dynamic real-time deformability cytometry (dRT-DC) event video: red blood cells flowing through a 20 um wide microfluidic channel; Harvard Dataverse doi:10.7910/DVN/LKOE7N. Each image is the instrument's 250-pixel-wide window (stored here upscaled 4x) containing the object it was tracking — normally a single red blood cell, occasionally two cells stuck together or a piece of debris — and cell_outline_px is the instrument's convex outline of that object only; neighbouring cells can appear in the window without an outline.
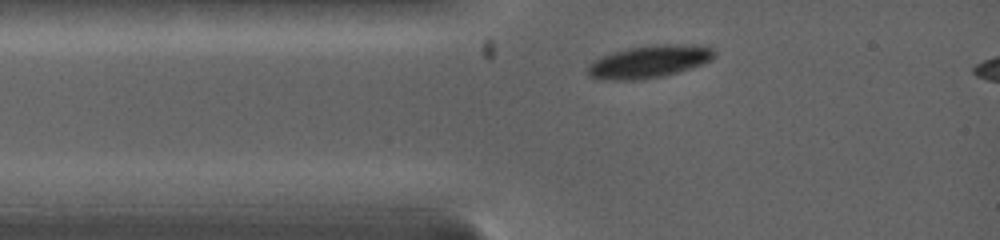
{"species": "common noctule bat (a hibernating species)", "species_latin": "Nyctalus noctula", "temperature_condition": "warm", "stored_images_in_passage": 22, "camera_frame_rate_fps": 5000, "um_per_image_px": 0.085, "animal": {"sex": "female", "body_mass_g": 19.0, "forearm_length_mm": 53.3}, "frame": {"image": 1, "passage_image": 1, "time_ms": 0.0, "image_size_px": [1000, 240], "cell_outline_px": [[716, 56], [712, 60], [704, 64], [692, 68], [664, 76], [644, 80], [596, 80], [588, 76], [588, 64], [592, 60], [600, 56], [612, 52], [628, 48], [656, 44], [680, 44], [716, 48]], "centroid_in_image_um": [55.16, 5.25], "position_along_channel_um": 29.8, "area_um2": 24.57}}
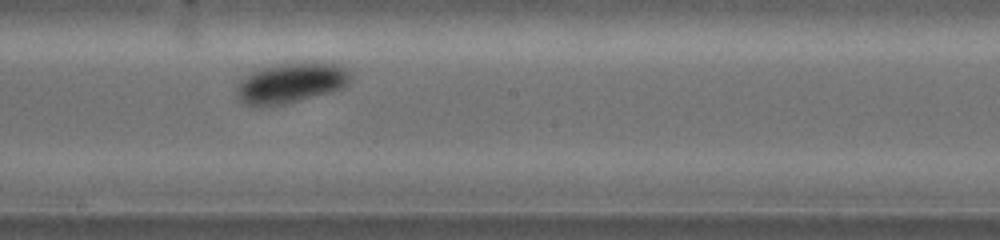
{"frame": {"image": 2, "passage_image": 12, "time_ms": 5.0, "image_size_px": [1000, 240], "cell_outline_px": [[352, 80], [344, 88], [284, 104], [244, 104], [236, 96], [236, 88], [240, 80], [244, 76], [252, 72], [264, 68], [284, 64], [332, 64], [348, 72], [352, 76]], "centroid_in_image_um": [24.7, 7.07], "position_along_channel_um": 223.5, "area_um2": 25.55}}
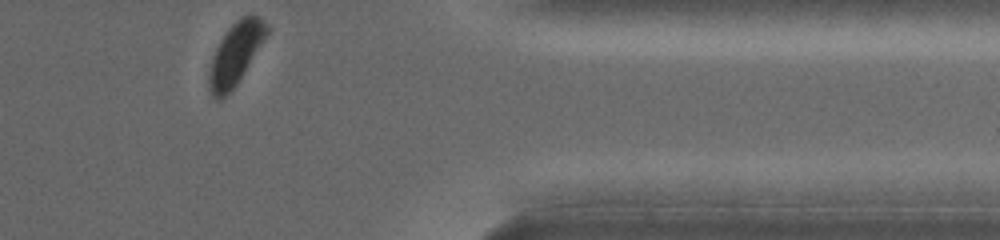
{"frame": {"image": 3, "passage_image": 22, "time_ms": 9.6, "image_size_px": [1000, 240], "cell_outline_px": [[272, 28], [236, 84], [220, 100], [216, 100], [212, 96], [208, 88], [208, 72], [212, 56], [220, 40], [228, 28], [240, 16], [252, 12], [260, 16]], "centroid_in_image_um": [20.04, 4.5], "position_along_channel_um": 391.4, "area_um2": 21.15}, "authors_computed_cell_mechanics": {"area_um2": 25.1141, "velocity_mm_per_s": 4.0201, "shape_relaxation_time_tau1_ms": 1.5959, "shape_relaxation_time_tau2_ms": null, "deformation_change_tau1": 0.1001, "deformation_change_tau2": null}}